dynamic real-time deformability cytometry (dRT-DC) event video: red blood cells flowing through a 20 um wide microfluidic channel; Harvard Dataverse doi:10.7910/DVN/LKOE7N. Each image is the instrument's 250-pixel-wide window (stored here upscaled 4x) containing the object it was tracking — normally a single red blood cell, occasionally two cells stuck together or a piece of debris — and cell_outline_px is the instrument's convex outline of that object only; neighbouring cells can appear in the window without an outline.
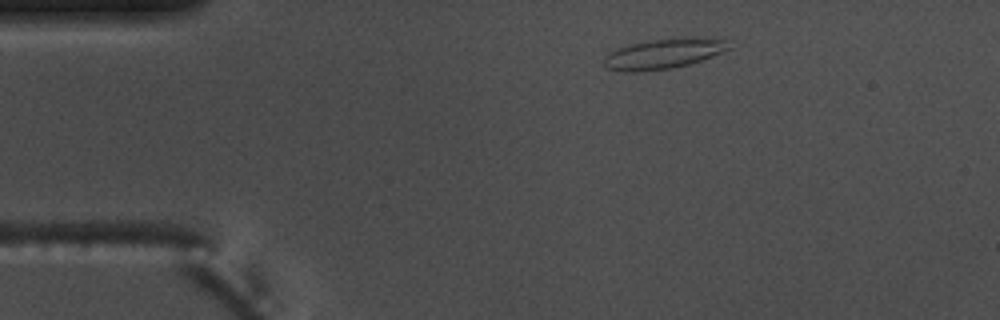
{"species": "common noctule bat (a hibernating species)", "species_latin": "Nyctalus noctula", "temperature_condition": "warm", "stored_images_in_passage": 4, "camera_frame_rate_fps": 3000, "um_per_image_px": 0.085, "animal": {"sex": "male", "body_mass_g": 17.5, "forearm_length_mm": 52.3}, "frame": {"image": 1, "passage_image": 1, "time_ms": 0.0, "image_size_px": [1000, 320], "cell_outline_px": [[732, 48], [712, 56], [688, 64], [672, 68], [644, 72], [628, 72], [608, 68], [604, 64], [604, 56], [608, 52], [616, 48], [628, 44], [648, 40], [692, 36], [728, 40]], "centroid_in_image_um": [56.4, 4.55], "position_along_channel_um": 28.6, "area_um2": 22.31}}
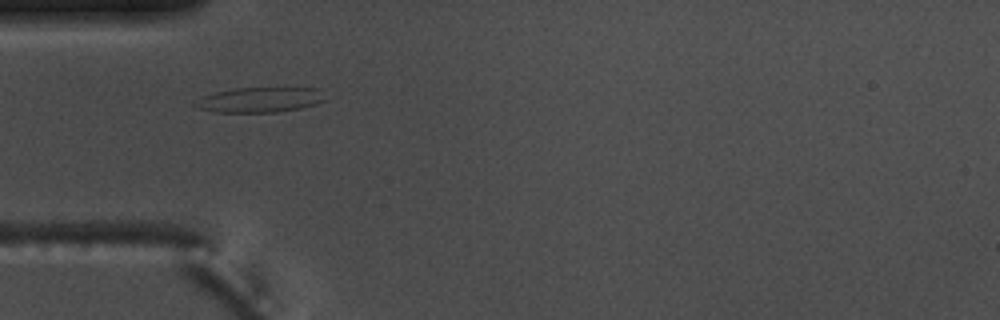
{"frame": {"image": 2, "passage_image": 3, "time_ms": 0.667, "image_size_px": [1000, 320], "cell_outline_px": [[328, 100], [300, 108], [276, 112], [212, 112], [196, 108], [192, 104], [192, 100], [200, 96], [216, 92], [236, 88], [320, 88]], "centroid_in_image_um": [22.03, 8.48], "position_along_channel_um": 63.0, "area_um2": 19.31}}